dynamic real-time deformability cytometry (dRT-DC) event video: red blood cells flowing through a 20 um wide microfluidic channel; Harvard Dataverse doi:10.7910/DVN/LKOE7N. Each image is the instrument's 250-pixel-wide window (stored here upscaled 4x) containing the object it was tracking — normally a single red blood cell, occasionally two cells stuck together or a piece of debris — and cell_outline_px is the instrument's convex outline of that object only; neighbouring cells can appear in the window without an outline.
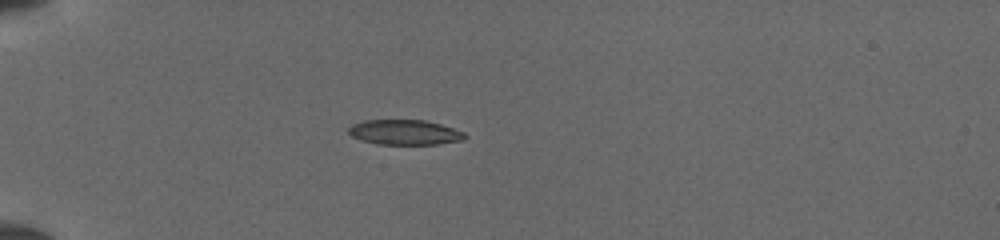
{"species": "common noctule bat (a hibernating species)", "species_latin": "Nyctalus noctula", "temperature_condition": "cold", "stored_images_in_passage": 36, "camera_frame_rate_fps": 3000, "um_per_image_px": 0.085, "animal": {"sex": "female", "body_mass_g": 19.5, "forearm_length_mm": 54.1}, "frame": {"image": 1, "passage_image": 16, "time_ms": 5.0, "image_size_px": [1000, 240], "cell_outline_px": [[468, 136], [464, 140], [436, 144], [376, 144], [360, 140], [352, 136], [348, 132], [348, 128], [352, 124], [364, 120], [424, 120], [440, 124], [464, 132]], "centroid_in_image_um": [34.39, 11.25], "position_along_channel_um": 50.6, "area_um2": 16.99}}